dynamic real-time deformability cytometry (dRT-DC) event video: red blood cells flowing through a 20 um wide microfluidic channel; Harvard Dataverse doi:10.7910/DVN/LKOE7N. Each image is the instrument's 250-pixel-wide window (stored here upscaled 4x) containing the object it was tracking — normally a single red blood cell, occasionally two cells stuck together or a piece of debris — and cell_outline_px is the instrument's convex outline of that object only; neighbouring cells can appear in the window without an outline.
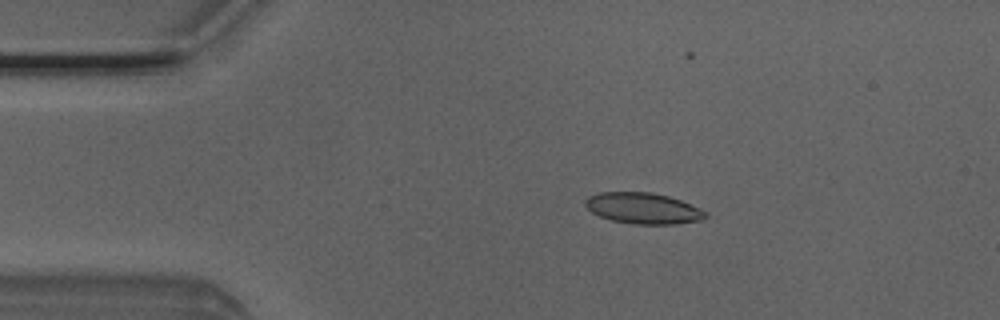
{"species": "Egyptian fruit bat (a non-hibernating species)", "species_latin": "Rousettus aegyptiacus", "temperature_condition": "room temperature", "stored_images_in_passage": 7, "camera_frame_rate_fps": 3000, "um_per_image_px": 0.085, "animal": {"sex": "male"}, "frame": {"image": 1, "passage_image": 3, "time_ms": 0.667, "image_size_px": [1000, 320], "cell_outline_px": [[708, 216], [704, 220], [676, 224], [632, 224], [612, 220], [600, 216], [592, 212], [584, 204], [584, 200], [588, 196], [600, 192], [652, 192], [668, 196], [680, 200], [708, 212]], "centroid_in_image_um": [54.68, 17.71], "position_along_channel_um": 30.3, "area_um2": 21.85}}
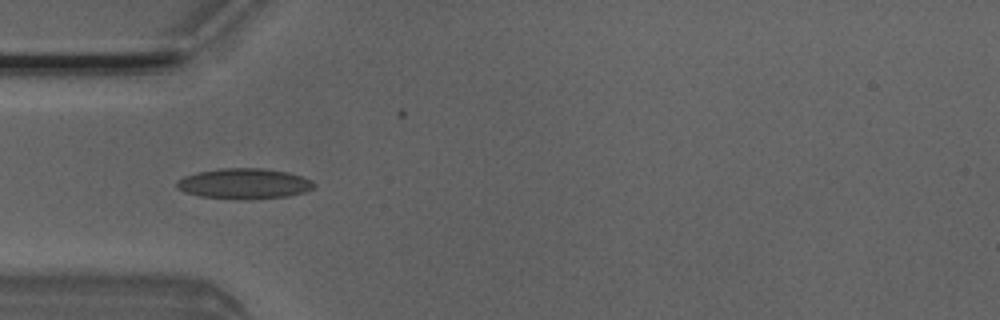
{"frame": {"image": 2, "passage_image": 5, "time_ms": 1.333, "image_size_px": [1000, 320], "cell_outline_px": [[316, 188], [304, 192], [288, 196], [244, 200], [240, 200], [200, 196], [184, 192], [176, 188], [176, 180], [184, 176], [196, 172], [220, 168], [264, 168], [288, 172], [312, 180], [316, 184]], "centroid_in_image_um": [20.75, 15.61], "position_along_channel_um": 64.3, "area_um2": 24.74}}